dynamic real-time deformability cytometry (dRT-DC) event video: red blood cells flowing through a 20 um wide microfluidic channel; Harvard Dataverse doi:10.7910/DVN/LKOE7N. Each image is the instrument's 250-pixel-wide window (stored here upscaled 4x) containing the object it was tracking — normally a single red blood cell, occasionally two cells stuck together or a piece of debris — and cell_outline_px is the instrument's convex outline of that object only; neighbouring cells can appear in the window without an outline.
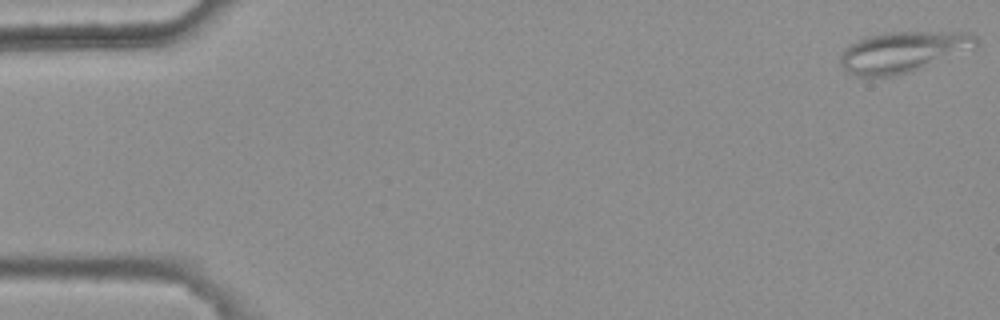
{"species": "common noctule bat (a hibernating species)", "species_latin": "Nyctalus noctula", "temperature_condition": "warm", "stored_images_in_passage": 5, "camera_frame_rate_fps": 3000, "um_per_image_px": 0.085, "animal": {"sex": "female", "body_mass_g": 25.1}, "frame": {"image": 1, "passage_image": 1, "time_ms": 0.0, "image_size_px": [1000, 320], "cell_outline_px": [[976, 48], [912, 72], [892, 76], [856, 76], [844, 72], [840, 64], [840, 56], [844, 48], [856, 40], [868, 36], [888, 32], [972, 32], [976, 36]], "centroid_in_image_um": [76.74, 4.42], "position_along_channel_um": 8.3, "area_um2": 32.66}}